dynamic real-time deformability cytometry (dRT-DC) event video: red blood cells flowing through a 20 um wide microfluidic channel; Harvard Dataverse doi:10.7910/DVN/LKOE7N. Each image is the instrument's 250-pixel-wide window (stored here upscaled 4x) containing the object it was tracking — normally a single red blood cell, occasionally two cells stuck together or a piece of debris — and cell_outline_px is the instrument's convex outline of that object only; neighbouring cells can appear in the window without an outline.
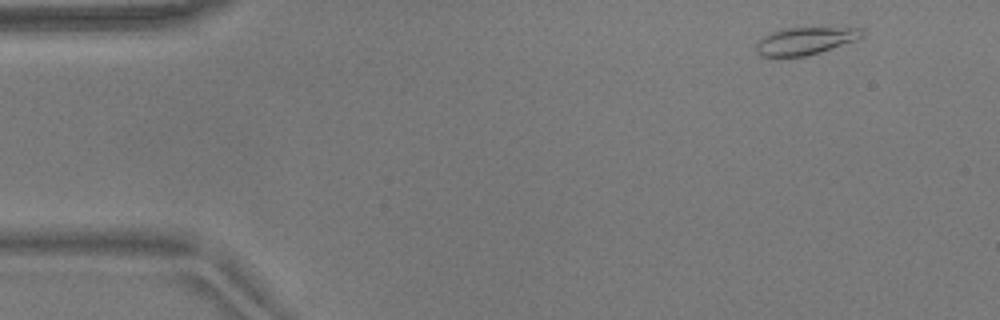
{"species": "common noctule bat (a hibernating species)", "species_latin": "Nyctalus noctula", "temperature_condition": "warm", "stored_images_in_passage": 51, "camera_frame_rate_fps": 3000, "um_per_image_px": 0.085, "animal": {"sex": "male", "body_mass_g": 17.9}, "frame": {"image": 1, "passage_image": 2, "time_ms": 0.333, "image_size_px": [1000, 320], "cell_outline_px": [[864, 32], [856, 40], [820, 52], [804, 56], [760, 56], [756, 52], [756, 44], [764, 36], [780, 28], [860, 28]], "centroid_in_image_um": [68.4, 3.47], "position_along_channel_um": 16.6, "area_um2": 16.59}}
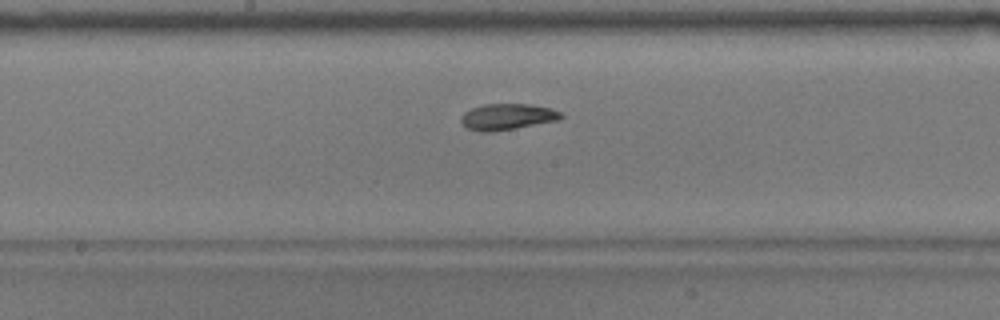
{"frame": {"image": 2, "passage_image": 25, "time_ms": 8.0, "image_size_px": [1000, 320], "cell_outline_px": [[564, 116], [560, 120], [488, 132], [480, 132], [464, 128], [460, 120], [460, 116], [464, 112], [472, 108], [484, 104], [528, 104], [548, 108], [560, 112]], "centroid_in_image_um": [43.06, 9.92], "position_along_channel_um": 205.1, "area_um2": 15.14}}
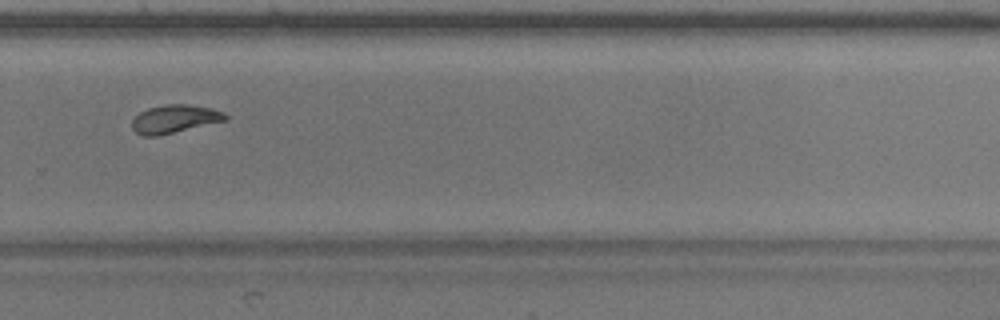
{"frame": {"image": 3, "passage_image": 34, "time_ms": 11.0, "image_size_px": [1000, 320], "cell_outline_px": [[228, 120], [156, 136], [144, 136], [136, 132], [132, 128], [132, 120], [140, 112], [148, 108], [164, 104], [188, 104], [212, 108], [224, 112], [228, 116]], "centroid_in_image_um": [14.86, 10.1], "position_along_channel_um": 314.9, "area_um2": 15.32}, "authors_computed_cell_mechanics": {"area_um2": 16.1262, "velocity_mm_per_s": 3.6753, "shape_relaxation_time_tau1_ms": 3.752, "shape_relaxation_time_tau2_ms": 2.8566, "deformation_change_tau1": 0.1592, "deformation_change_tau2": 0.0906}}